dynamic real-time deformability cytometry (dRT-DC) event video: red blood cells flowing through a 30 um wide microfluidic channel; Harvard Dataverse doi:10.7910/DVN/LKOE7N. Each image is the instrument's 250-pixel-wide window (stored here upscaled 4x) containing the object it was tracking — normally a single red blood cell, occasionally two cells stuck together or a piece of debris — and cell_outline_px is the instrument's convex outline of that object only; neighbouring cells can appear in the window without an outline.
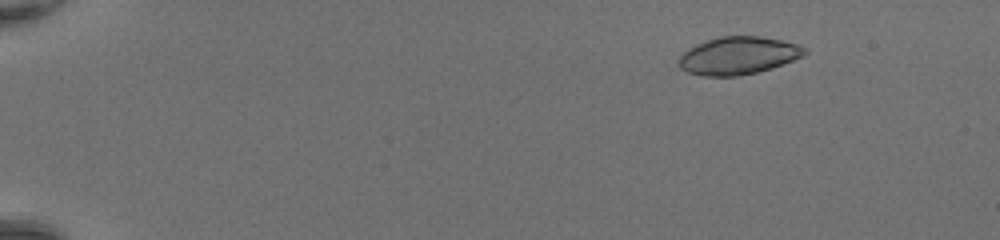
{"species": "common noctule bat (a hibernating species)", "species_latin": "Nyctalus noctula", "temperature_condition": "room temperature", "stored_images_in_passage": 48, "camera_frame_rate_fps": 3000, "um_per_image_px": 0.085, "animal": {"sex": "female", "body_mass_g": 20.0, "forearm_length_mm": 54.0}, "frame": {"image": 1, "passage_image": 5, "time_ms": 1.333, "image_size_px": [1000, 240], "cell_outline_px": [[808, 52], [804, 56], [756, 72], [736, 76], [704, 76], [688, 72], [680, 68], [676, 64], [680, 56], [688, 48], [696, 44], [720, 36], [760, 36], [800, 44], [808, 48]], "centroid_in_image_um": [62.74, 4.72], "position_along_channel_um": 22.3, "area_um2": 27.57}}
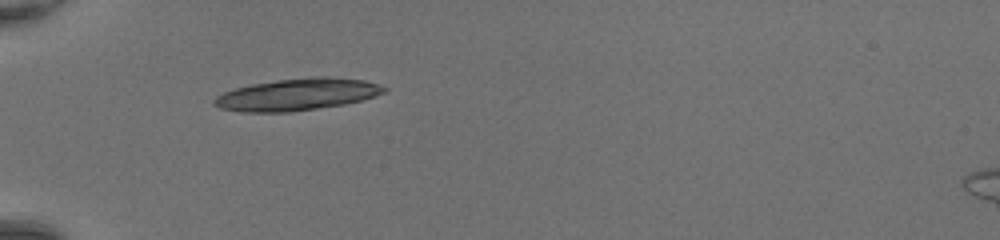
{"frame": {"image": 2, "passage_image": 16, "time_ms": 5.0, "image_size_px": [1000, 240], "cell_outline_px": [[388, 88], [384, 92], [376, 96], [344, 104], [292, 112], [240, 112], [220, 108], [212, 104], [212, 100], [216, 96], [224, 92], [236, 88], [252, 84], [276, 80], [312, 76], [328, 76], [364, 80], [380, 84]], "centroid_in_image_um": [25.26, 8.03], "position_along_channel_um": 59.7, "area_um2": 31.79}}